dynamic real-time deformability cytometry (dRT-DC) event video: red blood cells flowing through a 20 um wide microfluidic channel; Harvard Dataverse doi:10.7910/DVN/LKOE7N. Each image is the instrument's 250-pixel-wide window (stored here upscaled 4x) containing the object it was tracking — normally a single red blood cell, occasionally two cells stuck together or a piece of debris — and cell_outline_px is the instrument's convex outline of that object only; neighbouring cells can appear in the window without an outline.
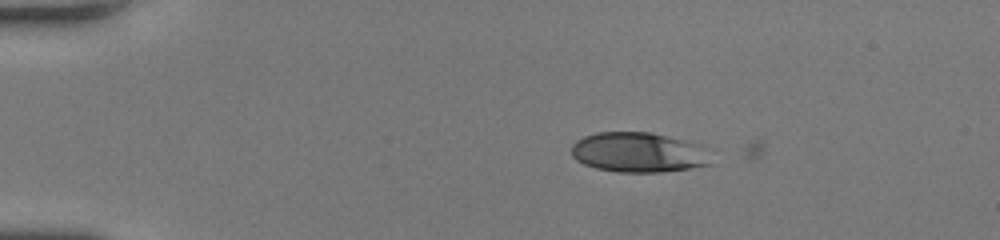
{"species": "human", "species_latin": "Homo sapiens", "temperature_condition": "room temperature", "stored_images_in_passage": 4, "camera_frame_rate_fps": 3000, "um_per_image_px": 0.085, "donor": {"sex": "female"}, "frame": {"image": 1, "passage_image": 1, "time_ms": 0.0, "image_size_px": [1000, 240], "cell_outline_px": [[712, 164], [692, 168], [660, 172], [616, 172], [596, 168], [584, 164], [576, 160], [572, 156], [572, 144], [576, 140], [584, 136], [596, 132], [652, 132], [680, 140], [692, 144]], "centroid_in_image_um": [54.1, 12.96], "position_along_channel_um": 30.9, "area_um2": 31.67}}